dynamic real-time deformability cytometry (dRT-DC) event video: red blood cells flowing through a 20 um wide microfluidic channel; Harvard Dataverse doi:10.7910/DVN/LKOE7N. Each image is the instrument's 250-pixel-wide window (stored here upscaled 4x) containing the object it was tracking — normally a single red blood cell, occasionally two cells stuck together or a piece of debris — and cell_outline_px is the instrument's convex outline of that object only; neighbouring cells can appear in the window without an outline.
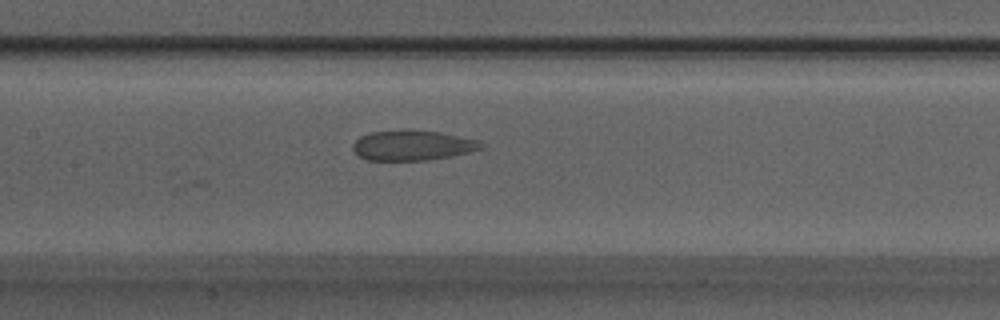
{"species": "Egyptian fruit bat (a non-hibernating species)", "species_latin": "Rousettus aegyptiacus", "temperature_condition": "warm", "stored_images_in_passage": 38, "camera_frame_rate_fps": 3000, "um_per_image_px": 0.085, "animal": {"sex": "male"}, "frame": {"image": 1, "passage_image": 10, "time_ms": 3.0, "image_size_px": [1000, 320], "cell_outline_px": [[484, 148], [452, 156], [428, 160], [368, 160], [360, 156], [352, 148], [352, 144], [360, 136], [372, 132], [404, 128], [440, 132], [480, 140], [484, 144]], "centroid_in_image_um": [35.08, 12.33], "position_along_channel_um": 172.3, "area_um2": 22.83}}
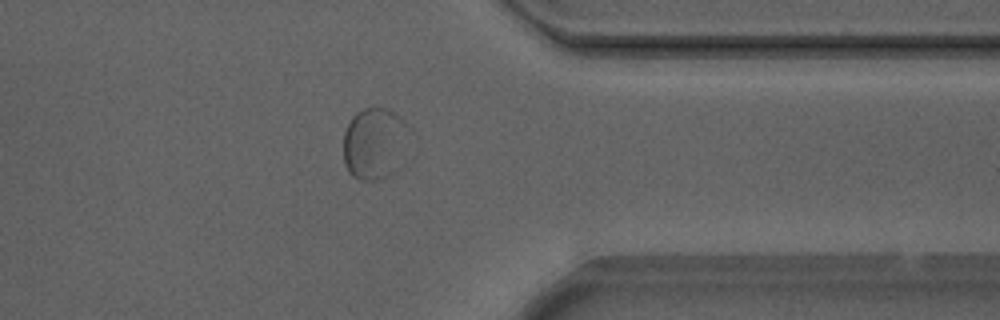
{"frame": {"image": 2, "passage_image": 27, "time_ms": 8.667, "image_size_px": [1000, 320], "cell_outline_px": [[412, 132], [396, 168], [392, 176], [368, 180], [360, 180], [352, 176], [348, 172], [344, 164], [344, 132], [352, 116], [356, 112], [372, 104], [388, 108], [404, 120], [412, 128]], "centroid_in_image_um": [31.85, 12.13], "position_along_channel_um": 379.5, "area_um2": 28.21}}